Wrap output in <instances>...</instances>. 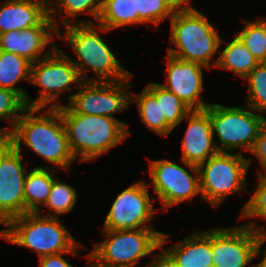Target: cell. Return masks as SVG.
Segmentation results:
<instances>
[{
    "label": "cell",
    "instance_id": "cell-1",
    "mask_svg": "<svg viewBox=\"0 0 266 267\" xmlns=\"http://www.w3.org/2000/svg\"><path fill=\"white\" fill-rule=\"evenodd\" d=\"M5 138L20 153H23V143L49 163L48 166L40 165L35 166L36 168H50V164H53L56 172L63 169L70 172L72 163L76 161L69 147L67 131L59 108L45 110L27 107Z\"/></svg>",
    "mask_w": 266,
    "mask_h": 267
},
{
    "label": "cell",
    "instance_id": "cell-2",
    "mask_svg": "<svg viewBox=\"0 0 266 267\" xmlns=\"http://www.w3.org/2000/svg\"><path fill=\"white\" fill-rule=\"evenodd\" d=\"M190 1L186 0L170 19V39L176 49L169 46L167 54L201 64L208 70L216 68L219 57L215 55L225 42L215 30L214 24L193 7Z\"/></svg>",
    "mask_w": 266,
    "mask_h": 267
},
{
    "label": "cell",
    "instance_id": "cell-3",
    "mask_svg": "<svg viewBox=\"0 0 266 267\" xmlns=\"http://www.w3.org/2000/svg\"><path fill=\"white\" fill-rule=\"evenodd\" d=\"M57 37L75 52L78 61L71 59L82 81L114 82L132 78L134 74L124 69L101 36L110 32L98 24H71L64 26ZM100 32V33H99ZM88 70L95 76L88 77Z\"/></svg>",
    "mask_w": 266,
    "mask_h": 267
},
{
    "label": "cell",
    "instance_id": "cell-4",
    "mask_svg": "<svg viewBox=\"0 0 266 267\" xmlns=\"http://www.w3.org/2000/svg\"><path fill=\"white\" fill-rule=\"evenodd\" d=\"M70 150L79 163L97 159L131 134L127 123L112 117L73 113L59 107Z\"/></svg>",
    "mask_w": 266,
    "mask_h": 267
},
{
    "label": "cell",
    "instance_id": "cell-5",
    "mask_svg": "<svg viewBox=\"0 0 266 267\" xmlns=\"http://www.w3.org/2000/svg\"><path fill=\"white\" fill-rule=\"evenodd\" d=\"M102 235L104 241L94 243L90 252L98 267H136L141 258L169 241L166 233L154 228L102 230Z\"/></svg>",
    "mask_w": 266,
    "mask_h": 267
},
{
    "label": "cell",
    "instance_id": "cell-6",
    "mask_svg": "<svg viewBox=\"0 0 266 267\" xmlns=\"http://www.w3.org/2000/svg\"><path fill=\"white\" fill-rule=\"evenodd\" d=\"M7 242L36 251L38 258L70 252L79 242L62 221L37 212H27L7 223Z\"/></svg>",
    "mask_w": 266,
    "mask_h": 267
},
{
    "label": "cell",
    "instance_id": "cell-7",
    "mask_svg": "<svg viewBox=\"0 0 266 267\" xmlns=\"http://www.w3.org/2000/svg\"><path fill=\"white\" fill-rule=\"evenodd\" d=\"M239 151L217 152L198 166L203 201L217 208L231 194L245 191L246 175L252 162Z\"/></svg>",
    "mask_w": 266,
    "mask_h": 267
},
{
    "label": "cell",
    "instance_id": "cell-8",
    "mask_svg": "<svg viewBox=\"0 0 266 267\" xmlns=\"http://www.w3.org/2000/svg\"><path fill=\"white\" fill-rule=\"evenodd\" d=\"M30 83L41 88L39 96L32 100L33 108H59L64 105L59 101L61 95L70 92L66 96L69 103L72 84L78 88L82 80L71 57L57 46L48 56L32 63Z\"/></svg>",
    "mask_w": 266,
    "mask_h": 267
},
{
    "label": "cell",
    "instance_id": "cell-9",
    "mask_svg": "<svg viewBox=\"0 0 266 267\" xmlns=\"http://www.w3.org/2000/svg\"><path fill=\"white\" fill-rule=\"evenodd\" d=\"M226 107L211 103L205 110L209 113L213 135H217L220 145H215L218 152L239 153L250 152L260 129L266 123L262 113L256 114L254 109L245 105ZM244 150L243 153L241 150Z\"/></svg>",
    "mask_w": 266,
    "mask_h": 267
},
{
    "label": "cell",
    "instance_id": "cell-10",
    "mask_svg": "<svg viewBox=\"0 0 266 267\" xmlns=\"http://www.w3.org/2000/svg\"><path fill=\"white\" fill-rule=\"evenodd\" d=\"M266 228L255 221L241 226L211 229L213 267H254L258 243Z\"/></svg>",
    "mask_w": 266,
    "mask_h": 267
},
{
    "label": "cell",
    "instance_id": "cell-11",
    "mask_svg": "<svg viewBox=\"0 0 266 267\" xmlns=\"http://www.w3.org/2000/svg\"><path fill=\"white\" fill-rule=\"evenodd\" d=\"M181 161L189 167L192 174L189 170L168 159H149V175L154 193L157 195L153 198L160 200L164 210L181 202L190 201L198 194L201 195L198 166Z\"/></svg>",
    "mask_w": 266,
    "mask_h": 267
},
{
    "label": "cell",
    "instance_id": "cell-12",
    "mask_svg": "<svg viewBox=\"0 0 266 267\" xmlns=\"http://www.w3.org/2000/svg\"><path fill=\"white\" fill-rule=\"evenodd\" d=\"M129 79L114 82L82 81L69 103L73 113L101 115L115 118L119 112L130 108L132 87Z\"/></svg>",
    "mask_w": 266,
    "mask_h": 267
},
{
    "label": "cell",
    "instance_id": "cell-13",
    "mask_svg": "<svg viewBox=\"0 0 266 267\" xmlns=\"http://www.w3.org/2000/svg\"><path fill=\"white\" fill-rule=\"evenodd\" d=\"M146 184L143 180L135 181L117 195L102 230L154 228L150 221L156 217L152 204L155 199L151 198Z\"/></svg>",
    "mask_w": 266,
    "mask_h": 267
},
{
    "label": "cell",
    "instance_id": "cell-14",
    "mask_svg": "<svg viewBox=\"0 0 266 267\" xmlns=\"http://www.w3.org/2000/svg\"><path fill=\"white\" fill-rule=\"evenodd\" d=\"M6 138H0V215L8 222L24 214V182L27 166Z\"/></svg>",
    "mask_w": 266,
    "mask_h": 267
},
{
    "label": "cell",
    "instance_id": "cell-15",
    "mask_svg": "<svg viewBox=\"0 0 266 267\" xmlns=\"http://www.w3.org/2000/svg\"><path fill=\"white\" fill-rule=\"evenodd\" d=\"M167 68L166 83L161 84L165 89L174 93L191 110H205L211 103L202 99L204 92L203 68L207 67L195 63L177 59L166 54Z\"/></svg>",
    "mask_w": 266,
    "mask_h": 267
},
{
    "label": "cell",
    "instance_id": "cell-16",
    "mask_svg": "<svg viewBox=\"0 0 266 267\" xmlns=\"http://www.w3.org/2000/svg\"><path fill=\"white\" fill-rule=\"evenodd\" d=\"M146 267H213L211 229L194 231L175 245L155 252Z\"/></svg>",
    "mask_w": 266,
    "mask_h": 267
},
{
    "label": "cell",
    "instance_id": "cell-17",
    "mask_svg": "<svg viewBox=\"0 0 266 267\" xmlns=\"http://www.w3.org/2000/svg\"><path fill=\"white\" fill-rule=\"evenodd\" d=\"M58 34L49 15L38 25L21 31H8L0 34V50L22 56L34 63L48 56L57 46L51 44ZM52 45L42 54L47 45Z\"/></svg>",
    "mask_w": 266,
    "mask_h": 267
},
{
    "label": "cell",
    "instance_id": "cell-18",
    "mask_svg": "<svg viewBox=\"0 0 266 267\" xmlns=\"http://www.w3.org/2000/svg\"><path fill=\"white\" fill-rule=\"evenodd\" d=\"M183 121H187L188 125L181 140V160L199 166L218 152L209 113L206 110H191Z\"/></svg>",
    "mask_w": 266,
    "mask_h": 267
},
{
    "label": "cell",
    "instance_id": "cell-19",
    "mask_svg": "<svg viewBox=\"0 0 266 267\" xmlns=\"http://www.w3.org/2000/svg\"><path fill=\"white\" fill-rule=\"evenodd\" d=\"M48 15V0L1 1L0 34L38 26Z\"/></svg>",
    "mask_w": 266,
    "mask_h": 267
},
{
    "label": "cell",
    "instance_id": "cell-20",
    "mask_svg": "<svg viewBox=\"0 0 266 267\" xmlns=\"http://www.w3.org/2000/svg\"><path fill=\"white\" fill-rule=\"evenodd\" d=\"M48 8L49 18L53 21L55 28L60 31L58 21L63 27L71 24H95L93 20L88 19L75 22L79 14L91 15L97 24L102 10V0H49ZM59 13H62L61 19L57 17Z\"/></svg>",
    "mask_w": 266,
    "mask_h": 267
},
{
    "label": "cell",
    "instance_id": "cell-21",
    "mask_svg": "<svg viewBox=\"0 0 266 267\" xmlns=\"http://www.w3.org/2000/svg\"><path fill=\"white\" fill-rule=\"evenodd\" d=\"M32 62L11 52L0 50V87L19 94L27 107H32V99L24 87L16 86L19 81L30 83Z\"/></svg>",
    "mask_w": 266,
    "mask_h": 267
},
{
    "label": "cell",
    "instance_id": "cell-22",
    "mask_svg": "<svg viewBox=\"0 0 266 267\" xmlns=\"http://www.w3.org/2000/svg\"><path fill=\"white\" fill-rule=\"evenodd\" d=\"M57 173L53 168H32L27 172L24 182V214L37 212L42 215L45 204L50 195L53 181Z\"/></svg>",
    "mask_w": 266,
    "mask_h": 267
},
{
    "label": "cell",
    "instance_id": "cell-23",
    "mask_svg": "<svg viewBox=\"0 0 266 267\" xmlns=\"http://www.w3.org/2000/svg\"><path fill=\"white\" fill-rule=\"evenodd\" d=\"M219 54L216 68L231 71L242 79L247 77L260 63L237 35L226 43L225 48L219 51Z\"/></svg>",
    "mask_w": 266,
    "mask_h": 267
},
{
    "label": "cell",
    "instance_id": "cell-24",
    "mask_svg": "<svg viewBox=\"0 0 266 267\" xmlns=\"http://www.w3.org/2000/svg\"><path fill=\"white\" fill-rule=\"evenodd\" d=\"M137 105V112L141 121L156 134L167 137L173 127L162 116L161 99L156 97L146 88L140 94H130V103Z\"/></svg>",
    "mask_w": 266,
    "mask_h": 267
},
{
    "label": "cell",
    "instance_id": "cell-25",
    "mask_svg": "<svg viewBox=\"0 0 266 267\" xmlns=\"http://www.w3.org/2000/svg\"><path fill=\"white\" fill-rule=\"evenodd\" d=\"M97 24L110 31L126 25L145 23L136 14V0H102Z\"/></svg>",
    "mask_w": 266,
    "mask_h": 267
},
{
    "label": "cell",
    "instance_id": "cell-26",
    "mask_svg": "<svg viewBox=\"0 0 266 267\" xmlns=\"http://www.w3.org/2000/svg\"><path fill=\"white\" fill-rule=\"evenodd\" d=\"M156 99H161L162 116L176 129L191 109L174 93L168 91L159 83L149 82L145 86Z\"/></svg>",
    "mask_w": 266,
    "mask_h": 267
},
{
    "label": "cell",
    "instance_id": "cell-27",
    "mask_svg": "<svg viewBox=\"0 0 266 267\" xmlns=\"http://www.w3.org/2000/svg\"><path fill=\"white\" fill-rule=\"evenodd\" d=\"M77 191L73 186L62 182L58 177H55L50 195L45 204L46 208L51 210L53 214H44L47 217L59 218L60 215H66L73 210L77 202Z\"/></svg>",
    "mask_w": 266,
    "mask_h": 267
},
{
    "label": "cell",
    "instance_id": "cell-28",
    "mask_svg": "<svg viewBox=\"0 0 266 267\" xmlns=\"http://www.w3.org/2000/svg\"><path fill=\"white\" fill-rule=\"evenodd\" d=\"M186 0H136V14L144 23L160 25L169 20Z\"/></svg>",
    "mask_w": 266,
    "mask_h": 267
},
{
    "label": "cell",
    "instance_id": "cell-29",
    "mask_svg": "<svg viewBox=\"0 0 266 267\" xmlns=\"http://www.w3.org/2000/svg\"><path fill=\"white\" fill-rule=\"evenodd\" d=\"M244 22L245 26L236 35L260 63L266 62V17Z\"/></svg>",
    "mask_w": 266,
    "mask_h": 267
},
{
    "label": "cell",
    "instance_id": "cell-30",
    "mask_svg": "<svg viewBox=\"0 0 266 267\" xmlns=\"http://www.w3.org/2000/svg\"><path fill=\"white\" fill-rule=\"evenodd\" d=\"M244 79L248 82L245 104L258 113H266V62L259 63Z\"/></svg>",
    "mask_w": 266,
    "mask_h": 267
},
{
    "label": "cell",
    "instance_id": "cell-31",
    "mask_svg": "<svg viewBox=\"0 0 266 267\" xmlns=\"http://www.w3.org/2000/svg\"><path fill=\"white\" fill-rule=\"evenodd\" d=\"M27 108L25 100L13 90L0 87V122L7 120L11 128L0 127V138H5L14 128L17 120Z\"/></svg>",
    "mask_w": 266,
    "mask_h": 267
},
{
    "label": "cell",
    "instance_id": "cell-32",
    "mask_svg": "<svg viewBox=\"0 0 266 267\" xmlns=\"http://www.w3.org/2000/svg\"><path fill=\"white\" fill-rule=\"evenodd\" d=\"M258 181L254 193L243 205L239 219L258 217L266 220V172H256Z\"/></svg>",
    "mask_w": 266,
    "mask_h": 267
},
{
    "label": "cell",
    "instance_id": "cell-33",
    "mask_svg": "<svg viewBox=\"0 0 266 267\" xmlns=\"http://www.w3.org/2000/svg\"><path fill=\"white\" fill-rule=\"evenodd\" d=\"M78 243L70 252H63L60 254L46 255L38 258L39 267H74L72 266L63 255H74L78 256V249L85 248Z\"/></svg>",
    "mask_w": 266,
    "mask_h": 267
},
{
    "label": "cell",
    "instance_id": "cell-34",
    "mask_svg": "<svg viewBox=\"0 0 266 267\" xmlns=\"http://www.w3.org/2000/svg\"><path fill=\"white\" fill-rule=\"evenodd\" d=\"M249 153L258 158L259 165H261L263 171L266 172V123L260 129L254 145Z\"/></svg>",
    "mask_w": 266,
    "mask_h": 267
},
{
    "label": "cell",
    "instance_id": "cell-35",
    "mask_svg": "<svg viewBox=\"0 0 266 267\" xmlns=\"http://www.w3.org/2000/svg\"><path fill=\"white\" fill-rule=\"evenodd\" d=\"M266 243V234H264L257 246V250H256V254H255V258H258L259 256L262 255L263 252V257L262 260L260 262H258L257 264L254 263V267H266V248H264V250L261 248L262 245H264Z\"/></svg>",
    "mask_w": 266,
    "mask_h": 267
},
{
    "label": "cell",
    "instance_id": "cell-36",
    "mask_svg": "<svg viewBox=\"0 0 266 267\" xmlns=\"http://www.w3.org/2000/svg\"><path fill=\"white\" fill-rule=\"evenodd\" d=\"M7 221L0 215V224L7 227ZM7 229L0 230V238L6 240Z\"/></svg>",
    "mask_w": 266,
    "mask_h": 267
},
{
    "label": "cell",
    "instance_id": "cell-37",
    "mask_svg": "<svg viewBox=\"0 0 266 267\" xmlns=\"http://www.w3.org/2000/svg\"><path fill=\"white\" fill-rule=\"evenodd\" d=\"M84 257H87V259H89V261L87 262L88 265H86L87 267H98L93 261H91L90 253H87Z\"/></svg>",
    "mask_w": 266,
    "mask_h": 267
}]
</instances>
